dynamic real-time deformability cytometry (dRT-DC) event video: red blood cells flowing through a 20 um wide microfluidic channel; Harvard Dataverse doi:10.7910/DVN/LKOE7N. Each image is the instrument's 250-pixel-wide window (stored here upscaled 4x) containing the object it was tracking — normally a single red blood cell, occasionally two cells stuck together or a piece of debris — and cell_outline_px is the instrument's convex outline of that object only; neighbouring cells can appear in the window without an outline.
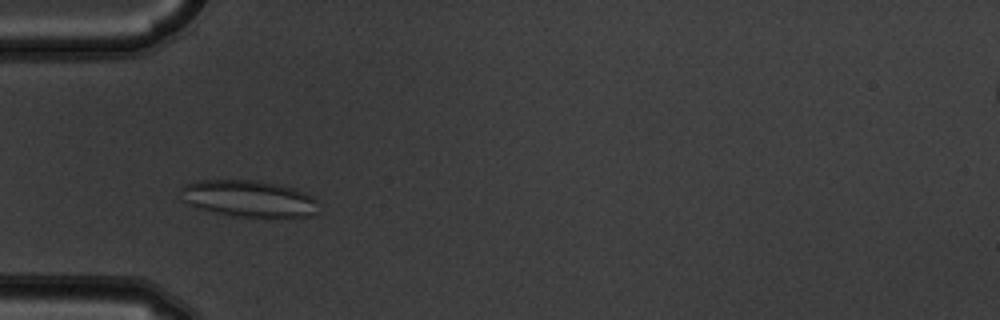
{"species": "common noctule bat (a hibernating species)", "species_latin": "Nyctalus noctula", "temperature_condition": "warm", "stored_images_in_passage": 4, "camera_frame_rate_fps": 3000, "um_per_image_px": 0.085, "animal": {"sex": "male", "body_mass_g": 19.5, "forearm_length_mm": 54.6}, "frame": {"image": 1, "passage_image": 3, "time_ms": 0.667, "image_size_px": [1000, 320], "cell_outline_px": [[316, 216], [232, 216], [200, 208], [188, 204], [180, 200], [180, 188], [184, 184], [200, 180], [256, 180], [280, 184], [304, 192], [312, 196], [316, 200]], "centroid_in_image_um": [21.09, 16.86], "position_along_channel_um": 63.9, "area_um2": 29.3}}
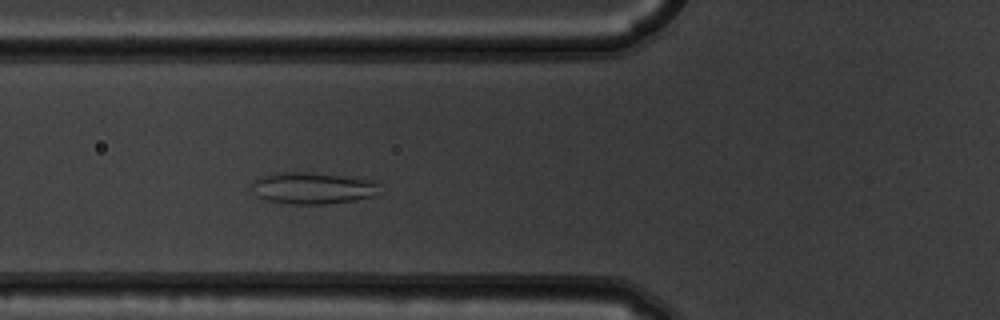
{"frame": {"image": 2, "passage_image": 4, "time_ms": 1.0, "image_size_px": [1000, 320], "cell_outline_px": [[376, 184], [372, 196], [352, 200], [324, 204], [292, 204], [264, 200], [260, 196], [252, 184], [260, 176], [272, 172], [308, 172], [360, 176], [376, 180]], "centroid_in_image_um": [26.58, 15.95], "position_along_channel_um": 99.2, "area_um2": 23.52}}